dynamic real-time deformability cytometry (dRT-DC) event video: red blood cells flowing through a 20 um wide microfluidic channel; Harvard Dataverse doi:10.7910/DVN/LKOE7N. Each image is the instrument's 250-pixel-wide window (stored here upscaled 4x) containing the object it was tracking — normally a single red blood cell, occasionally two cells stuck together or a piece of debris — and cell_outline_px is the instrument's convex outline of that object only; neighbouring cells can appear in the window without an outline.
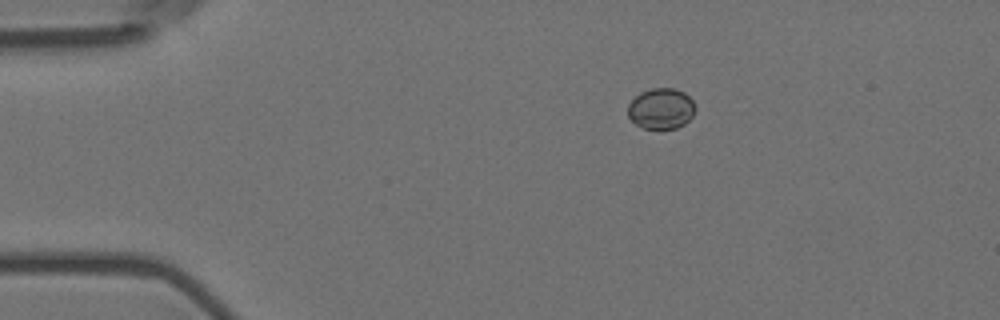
{"species": "Egyptian fruit bat (a non-hibernating species)", "species_latin": "Rousettus aegyptiacus", "temperature_condition": "room temperature", "stored_images_in_passage": 2, "camera_frame_rate_fps": 3000, "um_per_image_px": 0.085, "animal": {"sex": "female"}, "frame": {"image": 1, "passage_image": 1, "time_ms": 0.0, "image_size_px": [1000, 320], "cell_outline_px": [[696, 108], [692, 116], [684, 124], [676, 128], [644, 128], [636, 124], [628, 116], [628, 104], [640, 92], [652, 88], [676, 88], [684, 92], [692, 100]], "centroid_in_image_um": [56.2, 9.21], "position_along_channel_um": 28.8, "area_um2": 15.95}}